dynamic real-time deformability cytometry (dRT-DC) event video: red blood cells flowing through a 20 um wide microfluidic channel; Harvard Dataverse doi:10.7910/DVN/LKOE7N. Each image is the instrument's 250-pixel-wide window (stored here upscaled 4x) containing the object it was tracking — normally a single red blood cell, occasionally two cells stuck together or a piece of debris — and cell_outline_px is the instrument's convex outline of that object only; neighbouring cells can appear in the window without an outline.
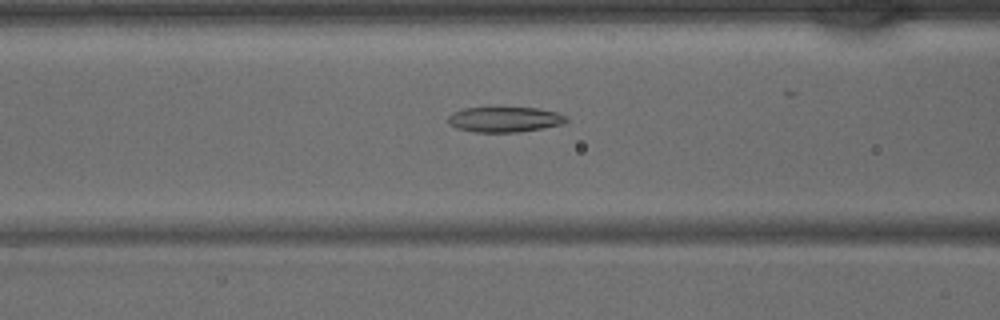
{"species": "common noctule bat (a hibernating species)", "species_latin": "Nyctalus noctula", "temperature_condition": "warm", "stored_images_in_passage": 20, "camera_frame_rate_fps": 3000, "um_per_image_px": 0.085, "animal": {"sex": "male", "body_mass_g": 15.6}, "frame": {"image": 1, "passage_image": 4, "time_ms": 1.0, "image_size_px": [1000, 320], "cell_outline_px": [[568, 120], [564, 124], [544, 128], [520, 132], [476, 132], [456, 128], [448, 124], [448, 116], [452, 112], [464, 108], [496, 104], [536, 108], [560, 112], [568, 116]], "centroid_in_image_um": [42.91, 10.09], "position_along_channel_um": 123.7, "area_um2": 18.67}}
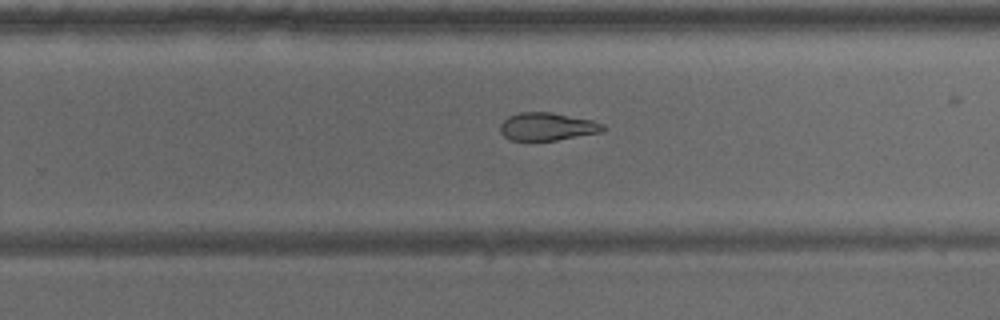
{"frame": {"image": 2, "passage_image": 14, "time_ms": 4.333, "image_size_px": [1000, 320], "cell_outline_px": [[608, 128], [600, 132], [556, 140], [508, 140], [500, 132], [500, 124], [508, 116], [520, 112], [552, 112], [592, 120], [604, 124]], "centroid_in_image_um": [46.51, 10.75], "position_along_channel_um": 283.3, "area_um2": 16.7}}
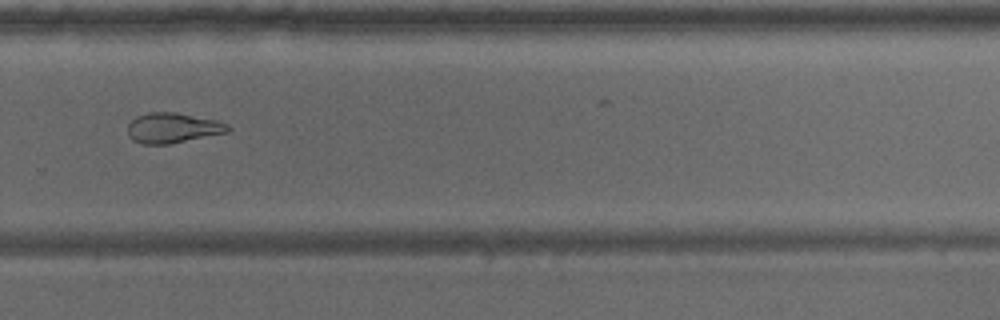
{"frame": {"image": 3, "passage_image": 16, "time_ms": 5.0, "image_size_px": [1000, 320], "cell_outline_px": [[232, 128], [228, 132], [168, 144], [140, 144], [132, 140], [128, 136], [128, 124], [136, 116], [148, 112], [176, 112], [216, 120], [228, 124]], "centroid_in_image_um": [14.66, 10.87], "position_along_channel_um": 315.1, "area_um2": 17.69}}